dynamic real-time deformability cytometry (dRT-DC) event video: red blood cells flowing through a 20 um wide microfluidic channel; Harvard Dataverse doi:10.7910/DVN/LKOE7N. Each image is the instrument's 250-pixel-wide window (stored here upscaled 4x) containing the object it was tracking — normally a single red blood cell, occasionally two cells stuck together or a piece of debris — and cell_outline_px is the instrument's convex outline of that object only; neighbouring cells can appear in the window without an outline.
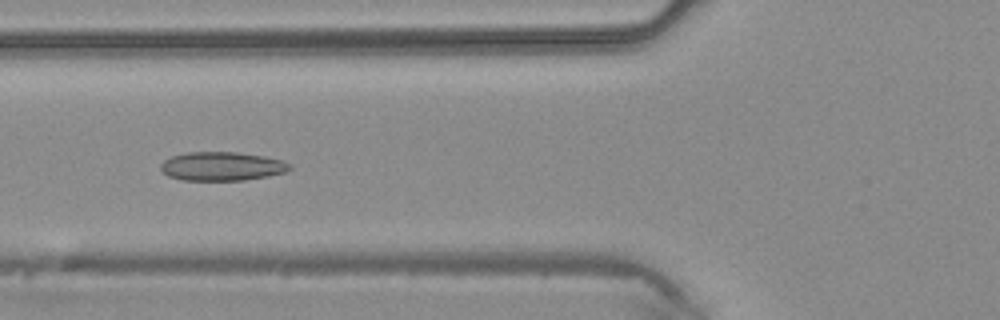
{"species": "common noctule bat (a hibernating species)", "species_latin": "Nyctalus noctula", "temperature_condition": "warm", "stored_images_in_passage": 40, "camera_frame_rate_fps": 3000, "um_per_image_px": 0.085, "animal": {"sex": "male", "body_mass_g": 20.4}, "frame": {"image": 1, "passage_image": 13, "time_ms": 4.0, "image_size_px": [1000, 320], "cell_outline_px": [[292, 168], [288, 172], [268, 176], [244, 180], [184, 180], [168, 176], [160, 168], [160, 164], [164, 160], [172, 156], [188, 152], [236, 152], [264, 156], [284, 160], [292, 164]], "centroid_in_image_um": [18.92, 14.13], "position_along_channel_um": 106.9, "area_um2": 21.79}}
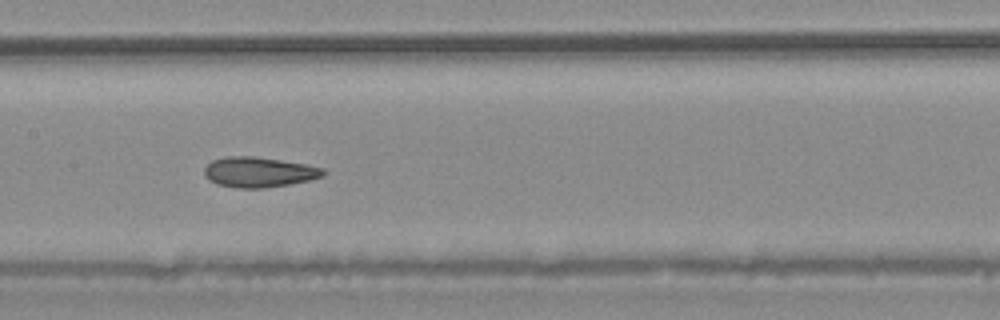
{"frame": {"image": 2, "passage_image": 18, "time_ms": 5.667, "image_size_px": [1000, 320], "cell_outline_px": [[324, 176], [308, 180], [288, 184], [264, 188], [240, 188], [216, 184], [208, 180], [204, 176], [204, 168], [212, 160], [228, 156], [256, 156], [308, 164], [324, 168]], "centroid_in_image_um": [21.99, 14.62], "position_along_channel_um": 185.4, "area_um2": 21.04}}
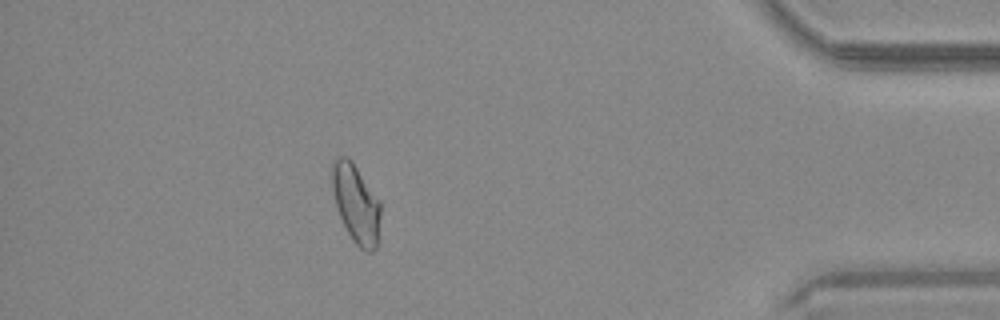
{"frame": {"image": 3, "passage_image": 35, "time_ms": 11.333, "image_size_px": [1000, 320], "cell_outline_px": [[380, 216], [376, 248], [372, 252], [364, 252], [352, 240], [340, 216], [336, 204], [332, 188], [332, 160], [340, 156], [348, 156], [352, 160], [380, 200]], "centroid_in_image_um": [30.27, 17.28], "position_along_channel_um": 404.9, "area_um2": 22.2}}